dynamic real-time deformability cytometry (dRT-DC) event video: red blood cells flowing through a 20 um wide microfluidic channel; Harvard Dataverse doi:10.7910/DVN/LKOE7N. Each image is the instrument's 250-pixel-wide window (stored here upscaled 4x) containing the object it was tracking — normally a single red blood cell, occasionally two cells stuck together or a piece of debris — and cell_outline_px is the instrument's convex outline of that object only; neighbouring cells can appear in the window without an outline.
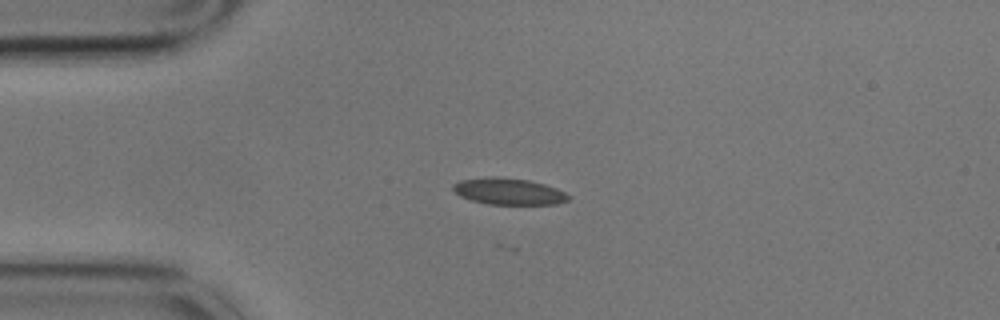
{"species": "common noctule bat (a hibernating species)", "species_latin": "Nyctalus noctula", "temperature_condition": "cold", "stored_images_in_passage": 29, "camera_frame_rate_fps": 3000, "um_per_image_px": 0.085, "animal": {"sex": "male", "body_mass_g": 17.9}, "frame": {"image": 1, "passage_image": 4, "time_ms": 1.0, "image_size_px": [1000, 320], "cell_outline_px": [[568, 200], [556, 204], [488, 204], [472, 200], [460, 196], [452, 188], [452, 184], [460, 180], [492, 176], [496, 176], [528, 180], [544, 184], [556, 188], [564, 192], [568, 196]], "centroid_in_image_um": [43.2, 16.26], "position_along_channel_um": 41.8, "area_um2": 17.69}}
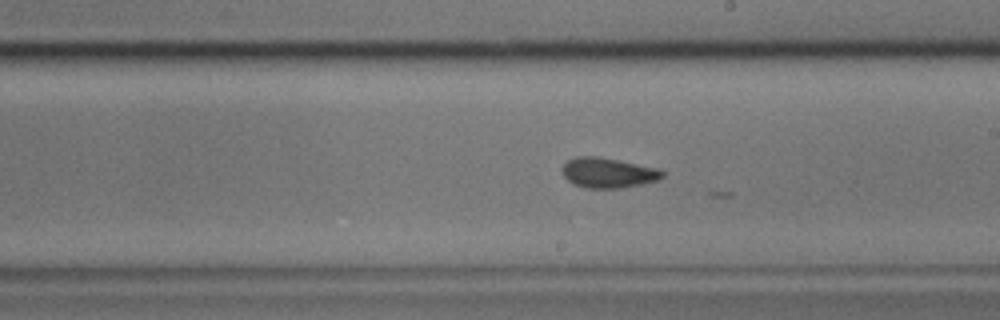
{"frame": {"image": 2, "passage_image": 23, "time_ms": 7.333, "image_size_px": [1000, 320], "cell_outline_px": [[664, 176], [660, 180], [620, 188], [584, 188], [572, 184], [564, 176], [560, 168], [568, 160], [576, 156], [600, 156], [660, 168], [664, 172]], "centroid_in_image_um": [51.69, 14.68], "position_along_channel_um": 237.3, "area_um2": 17.92}}
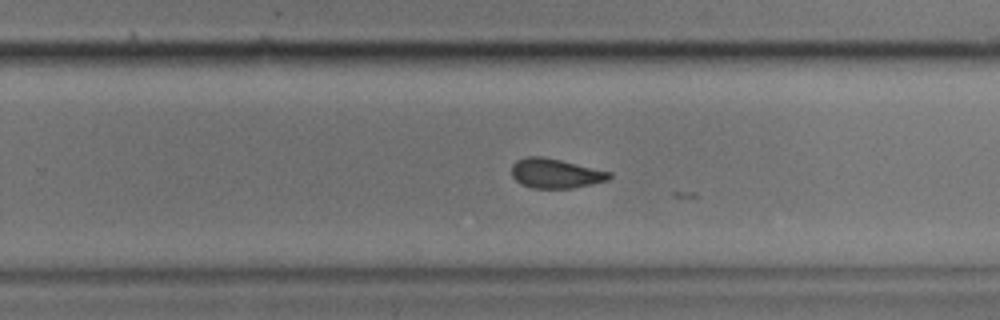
{"frame": {"image": 3, "passage_image": 27, "time_ms": 8.667, "image_size_px": [1000, 320], "cell_outline_px": [[612, 176], [608, 180], [572, 188], [532, 188], [520, 184], [512, 176], [512, 164], [516, 160], [528, 156], [540, 156], [560, 160], [612, 172]], "centroid_in_image_um": [47.2, 14.74], "position_along_channel_um": 282.6, "area_um2": 16.76}}